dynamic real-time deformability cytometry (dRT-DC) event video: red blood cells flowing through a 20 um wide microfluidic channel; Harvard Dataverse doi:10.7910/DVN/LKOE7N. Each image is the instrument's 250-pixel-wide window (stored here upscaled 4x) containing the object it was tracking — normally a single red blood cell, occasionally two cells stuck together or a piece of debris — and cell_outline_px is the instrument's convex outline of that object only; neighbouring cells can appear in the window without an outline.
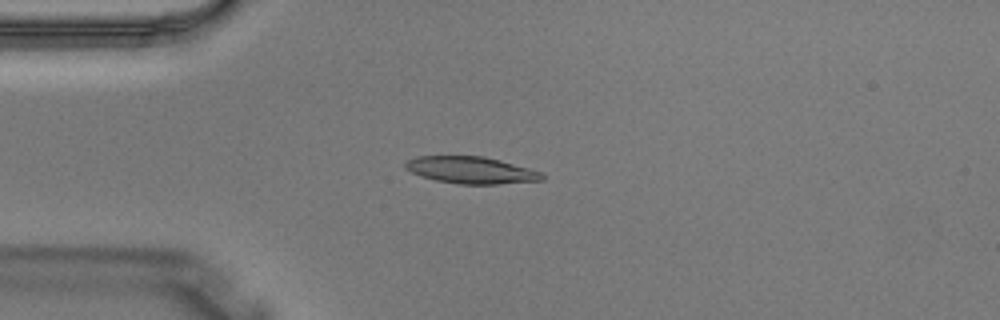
{"species": "Egyptian fruit bat (a non-hibernating species)", "species_latin": "Rousettus aegyptiacus", "temperature_condition": "warm", "stored_images_in_passage": 3, "camera_frame_rate_fps": 3000, "um_per_image_px": 0.085, "animal": {"sex": "male"}, "frame": {"image": 1, "passage_image": 3, "time_ms": 0.667, "image_size_px": [1000, 320], "cell_outline_px": [[544, 180], [496, 184], [460, 184], [436, 180], [412, 172], [404, 168], [404, 164], [408, 160], [416, 156], [484, 156], [500, 160], [528, 168], [540, 172], [544, 176]], "centroid_in_image_um": [40.03, 14.45], "position_along_channel_um": 45.0, "area_um2": 21.21}}